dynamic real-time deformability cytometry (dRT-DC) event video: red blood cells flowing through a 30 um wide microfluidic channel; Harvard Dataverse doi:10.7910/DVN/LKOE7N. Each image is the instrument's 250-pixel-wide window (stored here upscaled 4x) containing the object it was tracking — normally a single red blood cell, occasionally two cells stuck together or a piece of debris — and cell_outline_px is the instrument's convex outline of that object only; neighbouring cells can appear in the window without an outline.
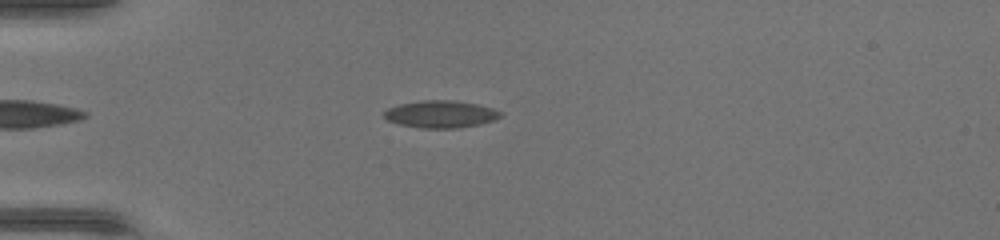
{"species": "common noctule bat (a hibernating species)", "species_latin": "Nyctalus noctula", "temperature_condition": "warm", "stored_images_in_passage": 34, "camera_frame_rate_fps": 3000, "um_per_image_px": 0.085, "animal": {"sex": "female", "body_mass_g": 17.0, "forearm_length_mm": 48.0}, "frame": {"image": 1, "passage_image": 4, "time_ms": 1.0, "image_size_px": [1000, 240], "cell_outline_px": [[500, 116], [492, 120], [480, 124], [456, 128], [420, 128], [400, 124], [388, 120], [384, 116], [384, 112], [388, 108], [400, 104], [420, 100], [456, 100], [480, 104], [492, 108], [500, 112]], "centroid_in_image_um": [37.45, 9.69], "position_along_channel_um": 47.6, "area_um2": 18.38}}
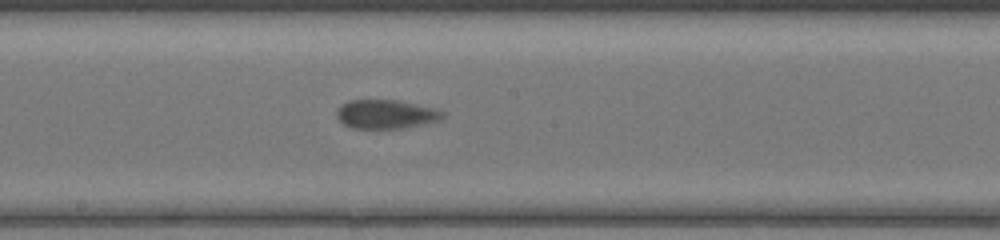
{"frame": {"image": 2, "passage_image": 17, "time_ms": 5.333, "image_size_px": [1000, 240], "cell_outline_px": [[444, 116], [436, 120], [420, 124], [400, 128], [352, 128], [344, 124], [336, 116], [336, 108], [348, 100], [396, 100], [416, 104], [432, 108], [444, 112]], "centroid_in_image_um": [32.72, 9.69], "position_along_channel_um": 215.5, "area_um2": 17.51}}
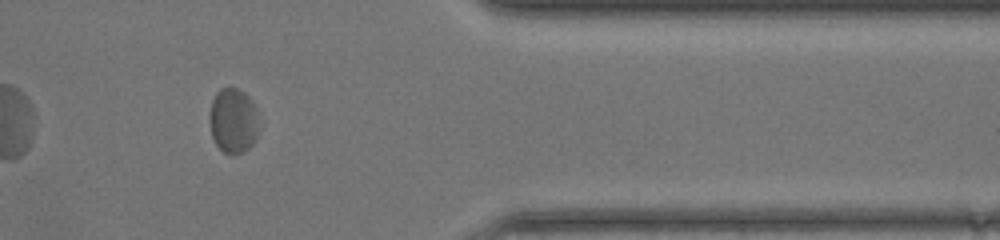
{"frame": {"image": 3, "passage_image": 30, "time_ms": 9.667, "image_size_px": [1000, 240], "cell_outline_px": [[260, 132], [256, 140], [244, 152], [232, 156], [224, 152], [216, 144], [212, 136], [208, 116], [212, 100], [216, 92], [220, 88], [236, 88], [244, 92], [252, 100], [256, 108], [260, 128]], "centroid_in_image_um": [19.84, 10.27], "position_along_channel_um": 391.6, "area_um2": 19.25}}